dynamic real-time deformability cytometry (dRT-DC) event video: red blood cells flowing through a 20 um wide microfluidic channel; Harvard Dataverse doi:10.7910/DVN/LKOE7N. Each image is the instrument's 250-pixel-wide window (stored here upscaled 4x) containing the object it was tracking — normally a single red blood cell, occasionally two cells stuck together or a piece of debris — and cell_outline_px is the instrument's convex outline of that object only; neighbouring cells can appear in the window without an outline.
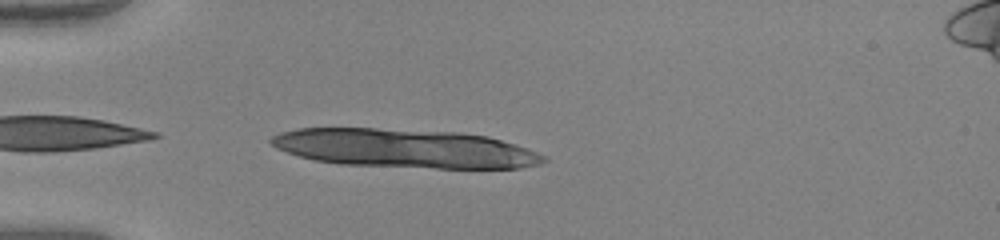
{"species": "human", "species_latin": "Homo sapiens", "temperature_condition": "warm", "stored_images_in_passage": 38, "segment_of_instrument_passage": [1, 2], "camera_frame_rate_fps": 3000, "um_per_image_px": 0.085, "donor": {"sex": "female"}, "frame": {"image": 1, "passage_image": 1, "time_ms": 0.0, "image_size_px": [1000, 240], "cell_outline_px": [[548, 160], [540, 164], [520, 168], [436, 168], [340, 164], [312, 160], [276, 148], [268, 140], [272, 136], [280, 132], [296, 128], [376, 128], [456, 132], [488, 136], [548, 156]], "centroid_in_image_um": [34.37, 12.61], "position_along_channel_um": 50.6, "area_um2": 61.44}}